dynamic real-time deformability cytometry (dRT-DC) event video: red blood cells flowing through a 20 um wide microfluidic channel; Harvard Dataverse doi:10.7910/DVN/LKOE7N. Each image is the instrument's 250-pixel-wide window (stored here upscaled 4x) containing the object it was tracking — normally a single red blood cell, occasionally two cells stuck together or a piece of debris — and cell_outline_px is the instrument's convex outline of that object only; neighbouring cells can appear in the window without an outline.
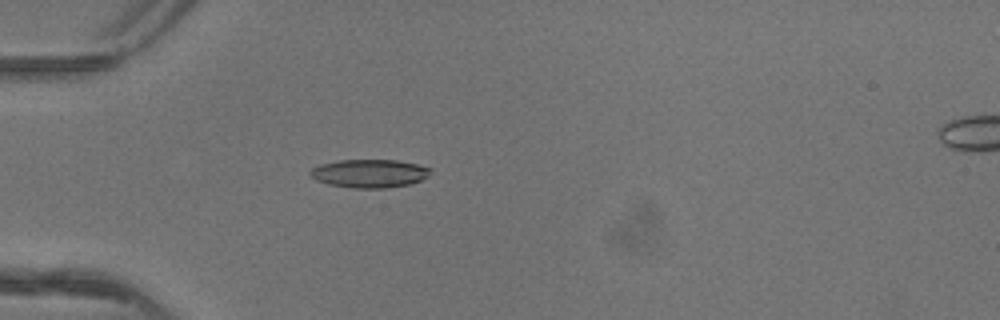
{"species": "common noctule bat (a hibernating species)", "species_latin": "Nyctalus noctula", "temperature_condition": "warm", "stored_images_in_passage": 4, "camera_frame_rate_fps": 3000, "um_per_image_px": 0.085, "animal": {"sex": "female"}, "frame": {"image": 1, "passage_image": 4, "time_ms": 1.0, "image_size_px": [1000, 320], "cell_outline_px": [[432, 168], [428, 176], [420, 180], [408, 184], [388, 188], [352, 188], [328, 184], [316, 180], [308, 172], [312, 168], [320, 164], [340, 160], [396, 160], [416, 164]], "centroid_in_image_um": [31.39, 14.74], "position_along_channel_um": 53.6, "area_um2": 19.77}}